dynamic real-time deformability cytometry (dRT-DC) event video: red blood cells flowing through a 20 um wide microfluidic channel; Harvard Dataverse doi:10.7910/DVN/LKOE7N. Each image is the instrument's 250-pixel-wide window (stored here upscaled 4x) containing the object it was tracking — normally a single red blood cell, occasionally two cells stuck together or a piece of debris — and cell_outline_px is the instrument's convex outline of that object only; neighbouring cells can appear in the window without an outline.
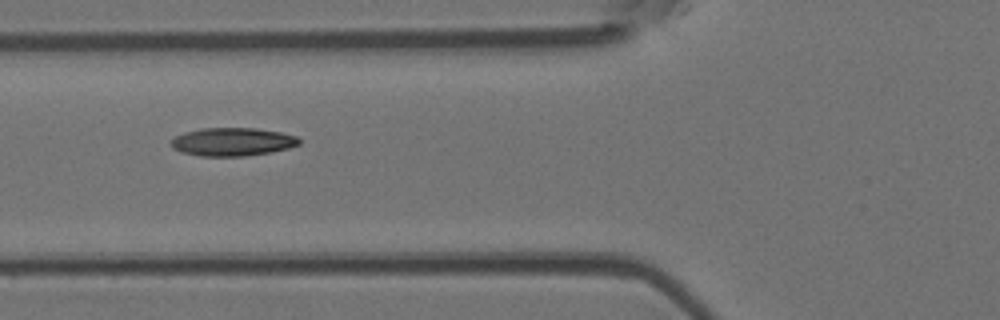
{"species": "Egyptian fruit bat (a non-hibernating species)", "species_latin": "Rousettus aegyptiacus", "temperature_condition": "room temperature", "stored_images_in_passage": 7, "camera_frame_rate_fps": 3000, "um_per_image_px": 0.085, "animal": {"sex": "female"}, "frame": {"image": 1, "passage_image": 6, "time_ms": 5.667, "image_size_px": [1000, 320], "cell_outline_px": [[300, 144], [288, 148], [272, 152], [244, 156], [200, 156], [180, 152], [172, 148], [172, 140], [176, 136], [200, 128], [256, 128], [280, 132], [296, 136], [300, 140]], "centroid_in_image_um": [19.77, 12.06], "position_along_channel_um": 106.0, "area_um2": 20.98}}
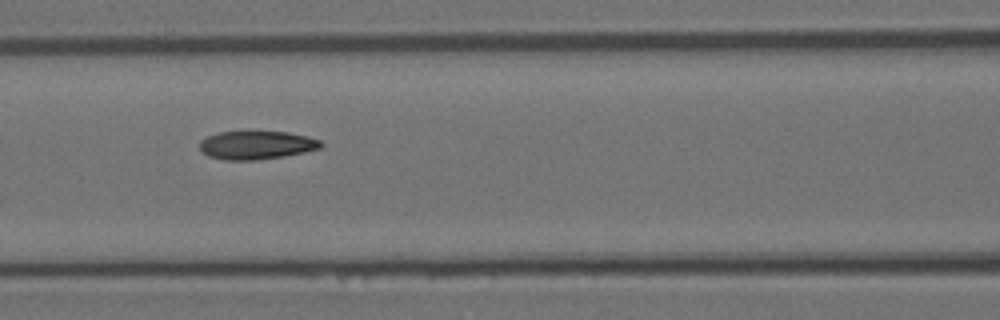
{"frame": {"image": 2, "passage_image": 7, "time_ms": 6.667, "image_size_px": [1000, 320], "cell_outline_px": [[324, 144], [320, 148], [304, 152], [284, 156], [256, 160], [224, 160], [208, 156], [200, 148], [200, 140], [208, 136], [220, 132], [288, 132], [308, 136], [320, 140]], "centroid_in_image_um": [21.82, 12.34], "position_along_channel_um": 144.8, "area_um2": 19.94}}